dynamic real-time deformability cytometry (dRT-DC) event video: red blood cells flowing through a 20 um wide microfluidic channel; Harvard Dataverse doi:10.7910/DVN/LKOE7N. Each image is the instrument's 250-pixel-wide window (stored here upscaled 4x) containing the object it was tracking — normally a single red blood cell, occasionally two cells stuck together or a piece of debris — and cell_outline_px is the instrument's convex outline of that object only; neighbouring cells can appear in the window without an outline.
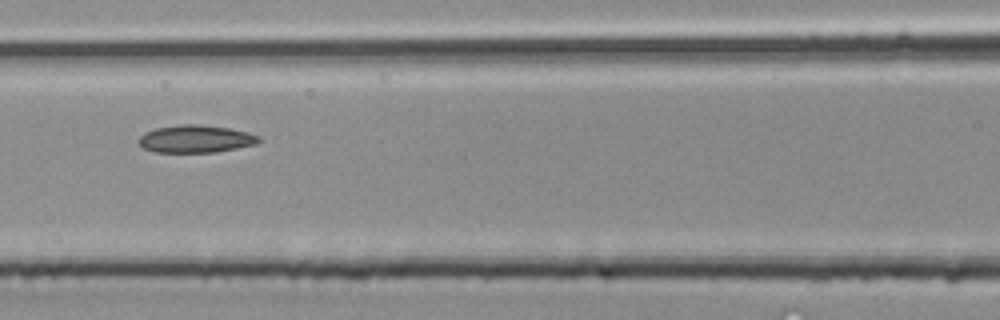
{"species": "common noctule bat (a hibernating species)", "species_latin": "Nyctalus noctula", "temperature_condition": "room temperature", "stored_images_in_passage": 5, "segment_of_instrument_passage": [2, 2], "camera_frame_rate_fps": 3000, "um_per_image_px": 0.085, "animal": {"sex": "male", "body_mass_g": 20.4}, "frame": {"image": 1, "passage_image": 5, "time_ms": 1.333, "image_size_px": [1000, 320], "cell_outline_px": [[260, 140], [256, 144], [216, 152], [152, 152], [144, 148], [140, 144], [140, 136], [144, 132], [156, 128], [184, 124], [196, 124], [228, 128], [248, 132], [260, 136]], "centroid_in_image_um": [16.64, 11.81], "position_along_channel_um": 150.0, "area_um2": 19.13}}